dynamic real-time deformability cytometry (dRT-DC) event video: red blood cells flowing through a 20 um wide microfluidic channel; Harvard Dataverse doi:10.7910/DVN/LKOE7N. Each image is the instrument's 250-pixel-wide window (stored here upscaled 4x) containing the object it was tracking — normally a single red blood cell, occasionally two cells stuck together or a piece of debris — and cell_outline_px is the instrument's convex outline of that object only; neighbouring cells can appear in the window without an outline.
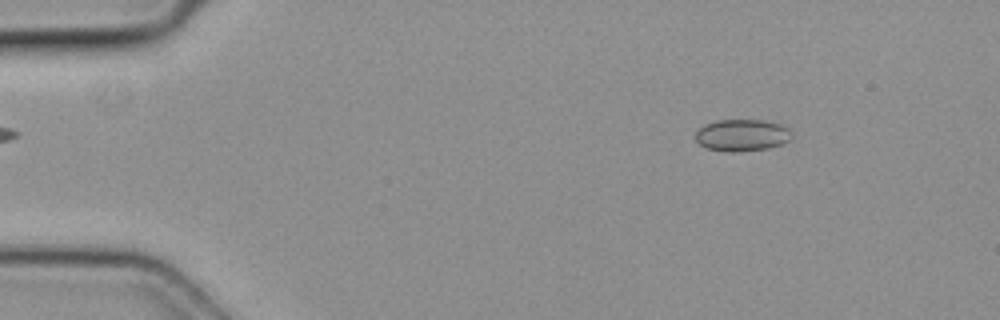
{"species": "common noctule bat (a hibernating species)", "species_latin": "Nyctalus noctula", "temperature_condition": "cold", "stored_images_in_passage": 53, "camera_frame_rate_fps": 3000, "um_per_image_px": 0.085, "animal": {"sex": "female", "body_mass_g": 19.3, "forearm_length_mm": 54.1}, "frame": {"image": 1, "passage_image": 7, "time_ms": 2.0, "image_size_px": [1000, 320], "cell_outline_px": [[792, 136], [788, 140], [780, 144], [768, 148], [736, 152], [728, 152], [708, 148], [700, 144], [696, 140], [696, 132], [704, 124], [716, 120], [764, 120], [780, 124], [788, 128], [792, 132]], "centroid_in_image_um": [63.07, 11.48], "position_along_channel_um": 21.9, "area_um2": 17.8}}
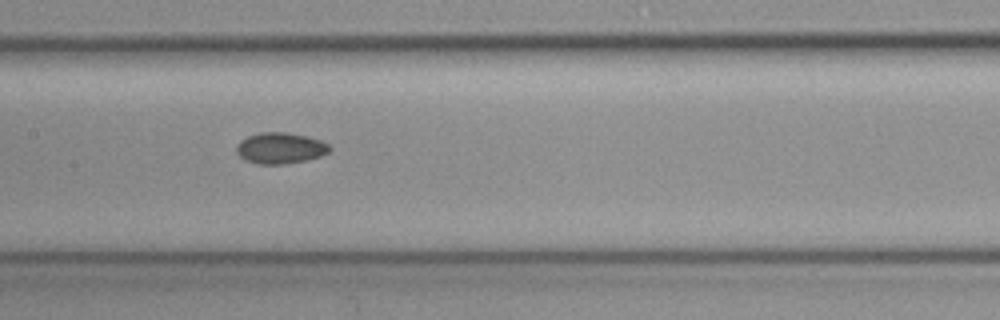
{"frame": {"image": 2, "passage_image": 26, "time_ms": 8.333, "image_size_px": [1000, 320], "cell_outline_px": [[332, 148], [328, 152], [320, 156], [304, 160], [284, 164], [256, 164], [240, 156], [236, 152], [236, 148], [240, 140], [248, 136], [260, 132], [284, 132], [308, 136], [320, 140], [328, 144]], "centroid_in_image_um": [23.82, 12.58], "position_along_channel_um": 183.6, "area_um2": 16.76}}
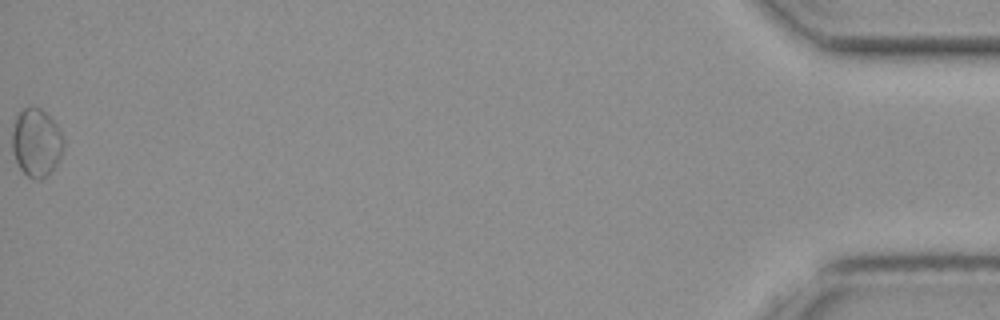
{"frame": {"image": 3, "passage_image": 53, "time_ms": 17.333, "image_size_px": [1000, 320], "cell_outline_px": [[64, 148], [60, 156], [52, 168], [40, 180], [36, 180], [28, 176], [20, 168], [16, 160], [12, 148], [12, 132], [16, 116], [24, 108], [40, 108], [56, 124], [64, 140]], "centroid_in_image_um": [3.08, 12.11], "position_along_channel_um": 432.1, "area_um2": 19.88}}